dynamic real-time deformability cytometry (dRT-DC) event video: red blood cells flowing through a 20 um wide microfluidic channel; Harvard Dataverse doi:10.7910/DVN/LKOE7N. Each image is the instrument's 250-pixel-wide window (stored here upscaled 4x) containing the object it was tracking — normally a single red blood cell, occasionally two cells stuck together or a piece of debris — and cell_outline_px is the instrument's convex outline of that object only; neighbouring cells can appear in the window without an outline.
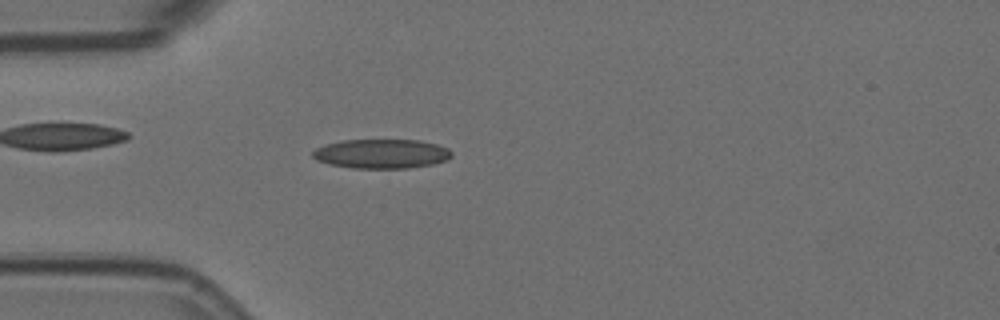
{"species": "Egyptian fruit bat (a non-hibernating species)", "species_latin": "Rousettus aegyptiacus", "temperature_condition": "room temperature", "stored_images_in_passage": 55, "camera_frame_rate_fps": 3000, "um_per_image_px": 0.085, "animal": {"sex": "female"}, "frame": {"image": 1, "passage_image": 15, "time_ms": 4.667, "image_size_px": [1000, 320], "cell_outline_px": [[452, 156], [448, 160], [432, 164], [408, 168], [352, 168], [328, 164], [316, 160], [312, 156], [312, 152], [316, 148], [324, 144], [344, 140], [420, 140], [436, 144], [448, 148], [452, 152]], "centroid_in_image_um": [32.42, 13.07], "position_along_channel_um": 52.6, "area_um2": 23.87}}
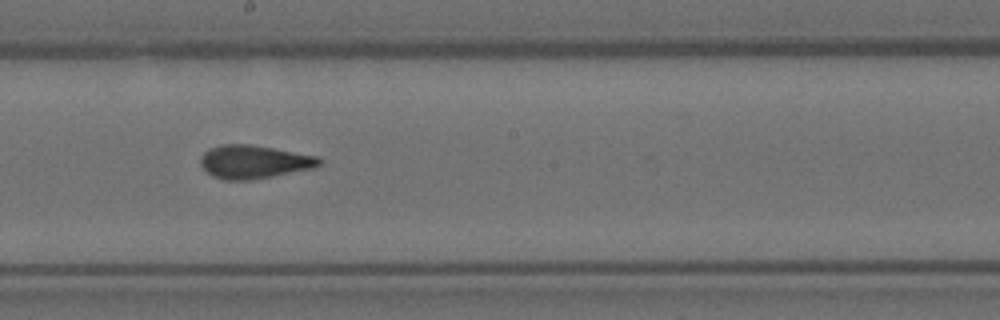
{"frame": {"image": 2, "passage_image": 30, "time_ms": 9.667, "image_size_px": [1000, 320], "cell_outline_px": [[320, 164], [312, 168], [272, 176], [248, 180], [224, 180], [212, 176], [200, 164], [200, 156], [208, 148], [220, 144], [248, 144], [320, 156]], "centroid_in_image_um": [21.54, 13.74], "position_along_channel_um": 226.7, "area_um2": 22.95}}
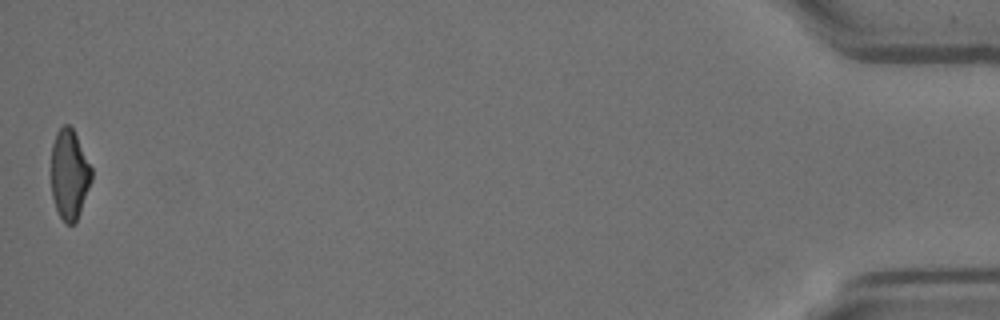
{"frame": {"image": 3, "passage_image": 55, "time_ms": 18.0, "image_size_px": [1000, 320], "cell_outline_px": [[92, 180], [80, 212], [76, 220], [72, 224], [64, 224], [56, 208], [52, 196], [52, 144], [56, 132], [64, 124], [68, 124], [72, 128], [92, 168]], "centroid_in_image_um": [5.9, 14.83], "position_along_channel_um": 429.3, "area_um2": 20.92}, "authors_computed_cell_mechanics": {"area_um2": 22.5998, "velocity_mm_per_s": 3.6114, "shape_relaxation_time_tau1_ms": 7.6037, "shape_relaxation_time_tau2_ms": 1.6851, "deformation_change_tau1": 0.1998, "deformation_change_tau2": 0.08}}